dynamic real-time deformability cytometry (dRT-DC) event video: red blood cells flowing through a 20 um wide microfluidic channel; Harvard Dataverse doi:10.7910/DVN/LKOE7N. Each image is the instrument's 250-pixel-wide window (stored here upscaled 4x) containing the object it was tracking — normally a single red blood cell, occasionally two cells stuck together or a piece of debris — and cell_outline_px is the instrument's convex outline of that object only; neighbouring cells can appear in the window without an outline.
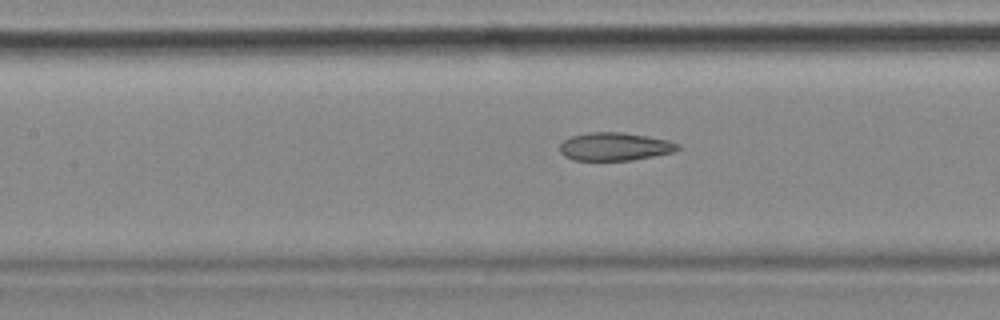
{"species": "common noctule bat (a hibernating species)", "species_latin": "Nyctalus noctula", "temperature_condition": "cold", "stored_images_in_passage": 55, "camera_frame_rate_fps": 3000, "um_per_image_px": 0.085, "animal": {"sex": "female", "body_mass_g": 18.4}, "frame": {"image": 1, "passage_image": 24, "time_ms": 7.667, "image_size_px": [1000, 320], "cell_outline_px": [[680, 148], [672, 152], [632, 160], [572, 160], [564, 156], [560, 152], [560, 144], [564, 140], [572, 136], [592, 132], [624, 132], [648, 136], [668, 140], [680, 144]], "centroid_in_image_um": [52.25, 12.45], "position_along_channel_um": 155.2, "area_um2": 19.25}, "authors_computed_cell_mechanics": {"area_um2": 20.4612, "velocity_mm_per_s": 3.582, "shape_relaxation_time_tau1_ms": null, "shape_relaxation_time_tau2_ms": 3.6766, "deformation_change_tau1": null, "deformation_change_tau2": 0.1173}}